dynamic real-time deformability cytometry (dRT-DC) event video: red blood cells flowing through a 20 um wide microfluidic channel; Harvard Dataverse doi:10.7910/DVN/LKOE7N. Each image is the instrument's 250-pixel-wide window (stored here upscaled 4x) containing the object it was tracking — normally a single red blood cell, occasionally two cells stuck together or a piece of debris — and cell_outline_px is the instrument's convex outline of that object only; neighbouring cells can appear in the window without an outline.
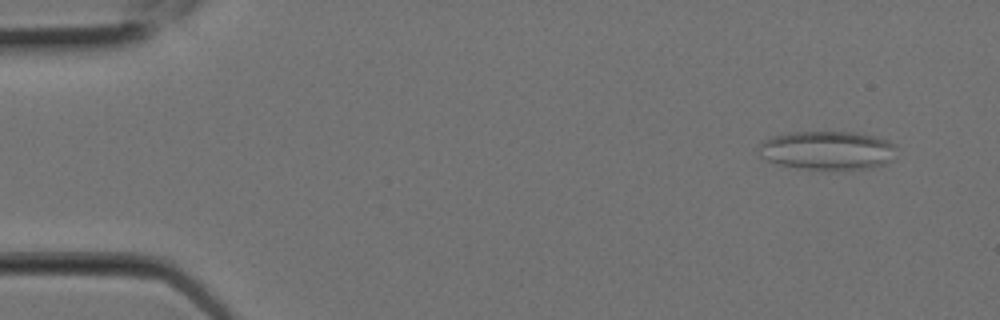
{"species": "Egyptian fruit bat (a non-hibernating species)", "species_latin": "Rousettus aegyptiacus", "temperature_condition": "room temperature", "stored_images_in_passage": 9, "camera_frame_rate_fps": 3000, "um_per_image_px": 0.085, "animal": {"sex": "female"}, "frame": {"image": 1, "passage_image": 2, "time_ms": 0.333, "image_size_px": [1000, 320], "cell_outline_px": [[896, 148], [892, 160], [884, 164], [868, 168], [800, 168], [780, 164], [768, 160], [760, 156], [756, 148], [768, 136], [792, 132], [856, 132], [888, 140], [896, 144]], "centroid_in_image_um": [70.3, 12.75], "position_along_channel_um": 14.7, "area_um2": 30.87}}
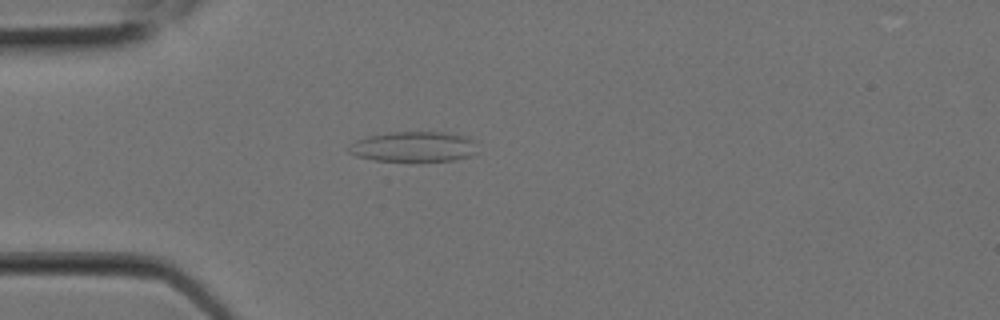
{"frame": {"image": 2, "passage_image": 6, "time_ms": 1.667, "image_size_px": [1000, 320], "cell_outline_px": [[476, 152], [468, 156], [452, 160], [376, 160], [356, 156], [348, 152], [348, 148], [356, 140], [368, 136], [392, 132], [444, 132], [464, 136], [472, 140]], "centroid_in_image_um": [35.12, 12.45], "position_along_channel_um": 49.9, "area_um2": 22.08}}
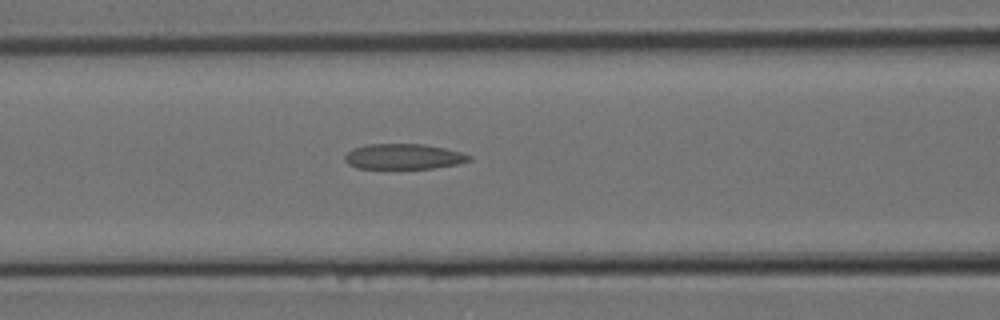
{"frame": {"image": 3, "passage_image": 9, "time_ms": 2.667, "image_size_px": [1000, 320], "cell_outline_px": [[472, 160], [456, 164], [432, 168], [356, 168], [348, 164], [344, 160], [344, 156], [352, 148], [368, 144], [424, 144], [444, 148], [460, 152], [472, 156]], "centroid_in_image_um": [34.28, 13.3], "position_along_channel_um": 132.3, "area_um2": 18.32}}